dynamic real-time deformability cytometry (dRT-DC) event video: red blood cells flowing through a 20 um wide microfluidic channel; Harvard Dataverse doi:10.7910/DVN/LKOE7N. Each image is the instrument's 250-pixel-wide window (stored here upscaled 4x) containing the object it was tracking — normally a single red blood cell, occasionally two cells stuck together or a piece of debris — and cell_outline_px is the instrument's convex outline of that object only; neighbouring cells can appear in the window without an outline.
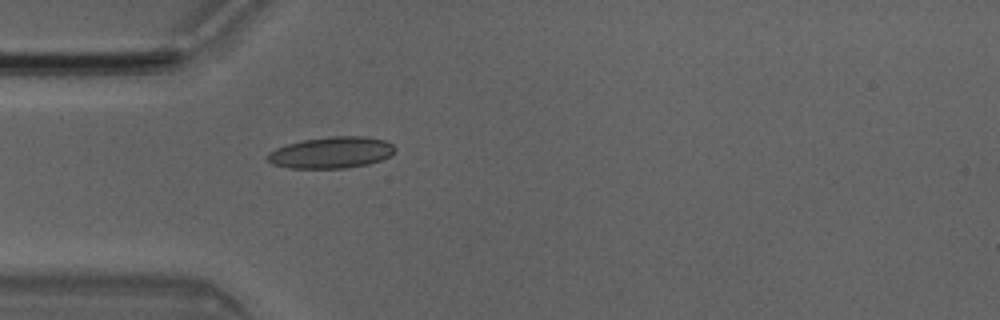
{"species": "Egyptian fruit bat (a non-hibernating species)", "species_latin": "Rousettus aegyptiacus", "temperature_condition": "room temperature", "stored_images_in_passage": 4, "camera_frame_rate_fps": 3000, "um_per_image_px": 0.085, "animal": {"sex": "male"}, "frame": {"image": 1, "passage_image": 4, "time_ms": 1.0, "image_size_px": [1000, 320], "cell_outline_px": [[396, 148], [392, 156], [368, 164], [344, 168], [288, 168], [272, 164], [264, 156], [268, 152], [276, 148], [288, 144], [304, 140], [328, 136], [368, 136], [388, 140]], "centroid_in_image_um": [28.19, 12.96], "position_along_channel_um": 56.8, "area_um2": 23.64}}